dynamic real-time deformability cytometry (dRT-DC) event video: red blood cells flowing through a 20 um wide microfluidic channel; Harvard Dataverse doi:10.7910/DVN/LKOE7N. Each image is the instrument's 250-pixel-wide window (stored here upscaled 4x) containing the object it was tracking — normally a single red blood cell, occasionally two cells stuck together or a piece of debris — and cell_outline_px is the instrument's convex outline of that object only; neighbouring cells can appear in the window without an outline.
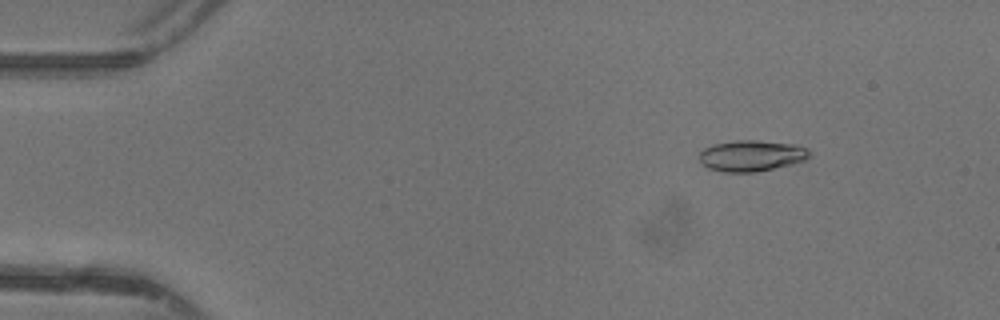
{"species": "common noctule bat (a hibernating species)", "species_latin": "Nyctalus noctula", "temperature_condition": "warm", "stored_images_in_passage": 14, "camera_frame_rate_fps": 3000, "um_per_image_px": 0.085, "animal": {"sex": "female"}, "frame": {"image": 1, "passage_image": 7, "time_ms": 2.0, "image_size_px": [1000, 320], "cell_outline_px": [[812, 156], [804, 160], [756, 172], [724, 172], [708, 168], [700, 160], [700, 152], [704, 148], [712, 144], [736, 140], [756, 140], [792, 144], [808, 148]], "centroid_in_image_um": [63.86, 13.22], "position_along_channel_um": 21.1, "area_um2": 19.77}}